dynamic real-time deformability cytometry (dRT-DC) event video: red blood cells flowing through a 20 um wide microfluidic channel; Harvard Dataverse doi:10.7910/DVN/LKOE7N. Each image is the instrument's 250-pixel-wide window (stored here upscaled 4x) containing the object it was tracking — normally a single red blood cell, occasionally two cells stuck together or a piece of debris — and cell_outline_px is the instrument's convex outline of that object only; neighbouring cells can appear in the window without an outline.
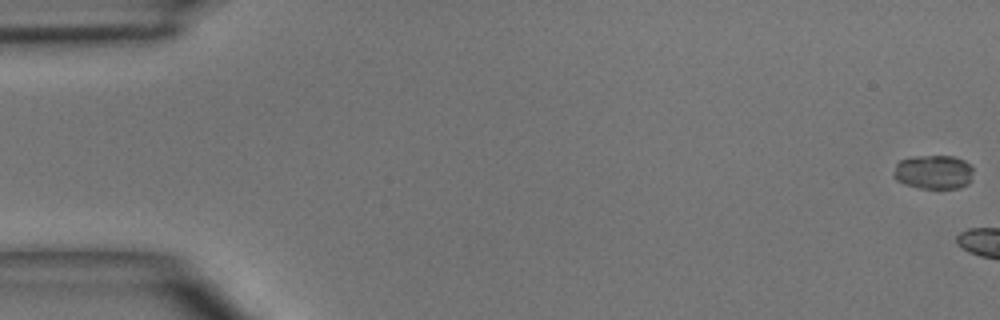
{"species": "common noctule bat (a hibernating species)", "species_latin": "Nyctalus noctula", "temperature_condition": "room temperature", "stored_images_in_passage": 9, "camera_frame_rate_fps": 3000, "um_per_image_px": 0.085, "animal": {"sex": "male", "body_mass_g": 15.6}, "frame": {"image": 1, "passage_image": 1, "time_ms": 0.0, "image_size_px": [1000, 320], "cell_outline_px": [[972, 180], [968, 184], [960, 188], [920, 188], [904, 184], [896, 180], [892, 176], [892, 172], [896, 164], [900, 160], [912, 156], [952, 156], [964, 160], [972, 164]], "centroid_in_image_um": [79.34, 14.62], "position_along_channel_um": 5.7, "area_um2": 16.13}}